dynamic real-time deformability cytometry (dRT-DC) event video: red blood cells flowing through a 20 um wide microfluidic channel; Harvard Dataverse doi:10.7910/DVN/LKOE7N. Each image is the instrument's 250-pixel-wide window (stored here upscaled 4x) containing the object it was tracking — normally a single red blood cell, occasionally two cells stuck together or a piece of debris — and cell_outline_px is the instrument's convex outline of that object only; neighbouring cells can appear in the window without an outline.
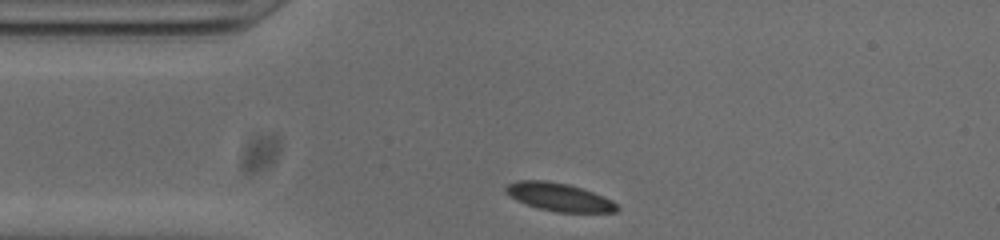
{"species": "common noctule bat (a hibernating species)", "species_latin": "Nyctalus noctula", "temperature_condition": "cold", "stored_images_in_passage": 32, "camera_frame_rate_fps": 3000, "um_per_image_px": 0.085, "animal": {"sex": "male", "body_mass_g": 20.0, "forearm_length_mm": 53.3}, "frame": {"image": 1, "passage_image": 1, "time_ms": 0.0, "image_size_px": [1000, 240], "cell_outline_px": [[620, 208], [616, 212], [556, 212], [536, 208], [524, 204], [508, 196], [504, 192], [504, 188], [508, 184], [516, 180], [544, 180], [568, 184], [604, 196], [612, 200]], "centroid_in_image_um": [47.47, 16.75], "position_along_channel_um": 37.5, "area_um2": 18.38}}
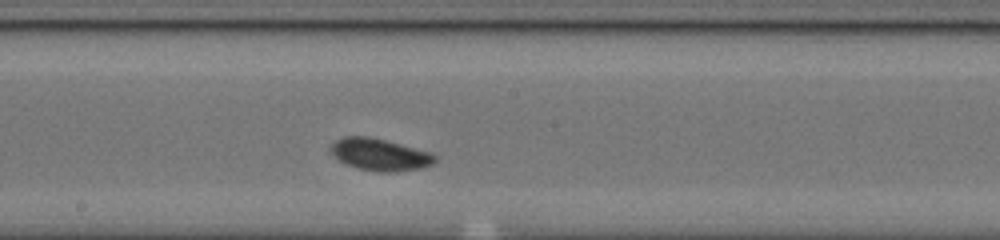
{"frame": {"image": 2, "passage_image": 17, "time_ms": 5.333, "image_size_px": [1000, 240], "cell_outline_px": [[436, 160], [432, 164], [420, 168], [396, 172], [376, 172], [356, 168], [340, 160], [328, 148], [336, 140], [344, 136], [368, 136], [432, 152], [436, 156]], "centroid_in_image_um": [32.3, 13.14], "position_along_channel_um": 215.9, "area_um2": 19.36}}
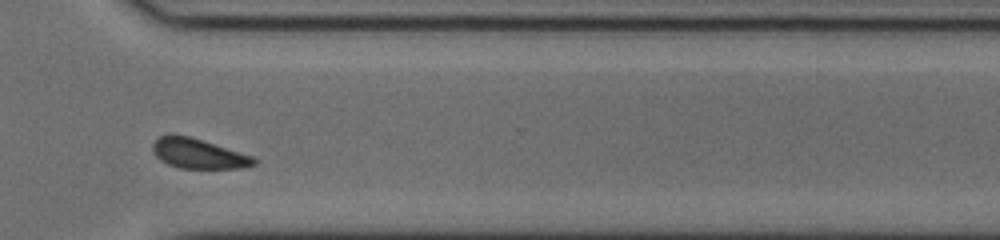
{"frame": {"image": 3, "passage_image": 28, "time_ms": 9.0, "image_size_px": [1000, 240], "cell_outline_px": [[256, 164], [244, 168], [180, 168], [168, 164], [160, 160], [156, 156], [152, 148], [152, 144], [160, 136], [168, 132], [172, 132], [188, 136], [252, 156], [256, 160]], "centroid_in_image_um": [16.81, 13.04], "position_along_channel_um": 353.8, "area_um2": 17.57}, "authors_computed_cell_mechanics": {"area_um2": 18.5538, "velocity_mm_per_s": 3.7548, "shape_relaxation_time_tau1_ms": 1.7191, "shape_relaxation_time_tau2_ms": null, "deformation_change_tau1": 0.0504, "deformation_change_tau2": null}}